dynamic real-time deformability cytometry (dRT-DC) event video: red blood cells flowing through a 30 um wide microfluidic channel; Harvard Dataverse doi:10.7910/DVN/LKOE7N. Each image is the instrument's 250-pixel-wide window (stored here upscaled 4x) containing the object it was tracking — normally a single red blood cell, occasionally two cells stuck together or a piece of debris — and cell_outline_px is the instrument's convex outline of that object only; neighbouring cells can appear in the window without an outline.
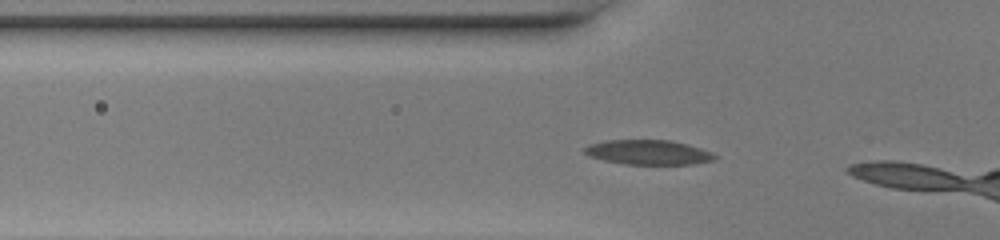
{"species": "common noctule bat (a hibernating species)", "species_latin": "Nyctalus noctula", "temperature_condition": "warm", "stored_images_in_passage": 6, "camera_frame_rate_fps": 3000, "um_per_image_px": 0.085, "animal": {"sex": "female", "body_mass_g": 20.0, "forearm_length_mm": 54.0}, "frame": {"image": 1, "passage_image": 4, "time_ms": 1.0, "image_size_px": [1000, 240], "cell_outline_px": [[716, 156], [712, 160], [692, 164], [624, 164], [604, 160], [588, 156], [584, 152], [584, 148], [588, 144], [604, 140], [668, 140], [688, 144], [712, 152]], "centroid_in_image_um": [55.06, 12.94], "position_along_channel_um": 70.7, "area_um2": 18.67}}